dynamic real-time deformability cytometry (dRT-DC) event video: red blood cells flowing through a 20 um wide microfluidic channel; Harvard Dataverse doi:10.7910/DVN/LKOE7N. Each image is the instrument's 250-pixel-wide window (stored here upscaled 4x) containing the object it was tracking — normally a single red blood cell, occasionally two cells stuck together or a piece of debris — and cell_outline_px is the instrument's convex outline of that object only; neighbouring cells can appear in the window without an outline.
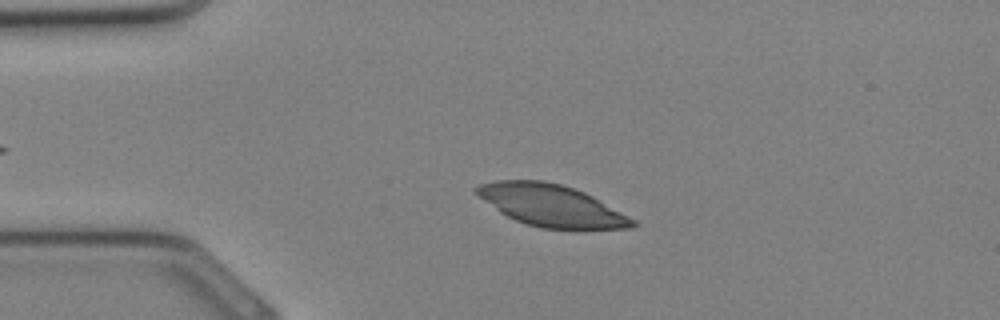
{"species": "Egyptian fruit bat (a non-hibernating species)", "species_latin": "Rousettus aegyptiacus", "temperature_condition": "cold", "stored_images_in_passage": 17, "camera_frame_rate_fps": 3000, "um_per_image_px": 0.085, "animal": {"sex": "female"}, "frame": {"image": 1, "passage_image": 2, "time_ms": 0.333, "image_size_px": [1000, 320], "cell_outline_px": [[640, 224], [632, 228], [540, 228], [516, 220], [500, 212], [476, 196], [472, 192], [472, 188], [480, 184], [496, 180], [544, 180], [560, 184], [584, 192], [592, 196], [636, 220]], "centroid_in_image_um": [46.81, 17.45], "position_along_channel_um": 38.2, "area_um2": 37.8}}